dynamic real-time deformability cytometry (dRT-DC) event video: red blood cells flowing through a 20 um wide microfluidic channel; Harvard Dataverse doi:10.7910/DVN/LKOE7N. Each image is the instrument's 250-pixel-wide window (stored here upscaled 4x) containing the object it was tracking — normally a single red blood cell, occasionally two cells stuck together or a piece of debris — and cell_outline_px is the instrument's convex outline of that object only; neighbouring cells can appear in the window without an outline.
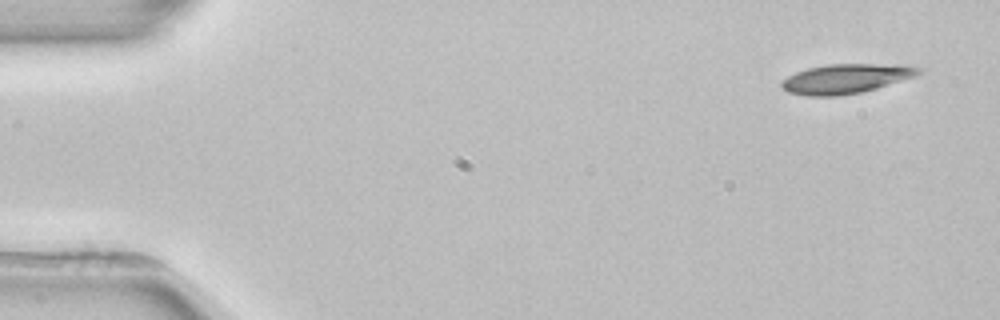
{"species": "common noctule bat (a hibernating species)", "species_latin": "Nyctalus noctula", "temperature_condition": "room temperature", "stored_images_in_passage": 4, "camera_frame_rate_fps": 3000, "um_per_image_px": 0.085, "animal": {"sex": "female", "body_mass_g": 22.7, "forearm_length_mm": 54.2}, "frame": {"image": 1, "passage_image": 1, "time_ms": 0.0, "image_size_px": [1000, 320], "cell_outline_px": [[920, 72], [916, 76], [864, 92], [836, 96], [808, 96], [788, 92], [780, 84], [788, 76], [796, 72], [808, 68], [828, 64], [896, 64], [920, 68]], "centroid_in_image_um": [71.9, 6.69], "position_along_channel_um": 13.1, "area_um2": 23.41}}
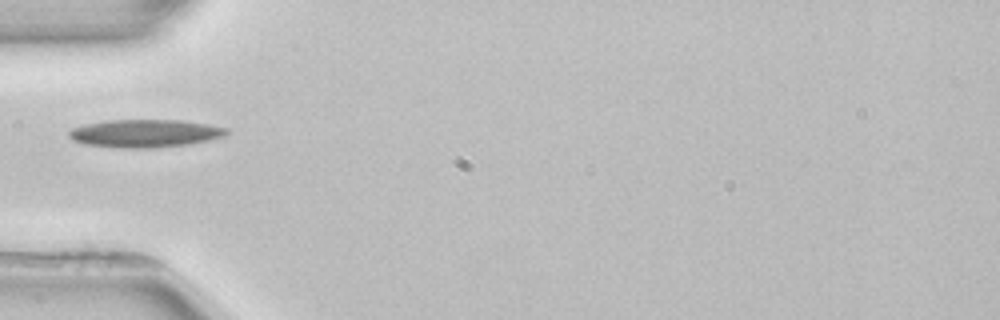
{"frame": {"image": 2, "passage_image": 4, "time_ms": 4.667, "image_size_px": [1000, 320], "cell_outline_px": [[232, 132], [224, 136], [208, 140], [188, 144], [152, 148], [120, 148], [84, 144], [72, 140], [68, 136], [68, 132], [72, 128], [84, 124], [108, 120], [184, 120], [208, 124], [228, 128]], "centroid_in_image_um": [12.33, 11.33], "position_along_channel_um": 72.7, "area_um2": 25.84}}